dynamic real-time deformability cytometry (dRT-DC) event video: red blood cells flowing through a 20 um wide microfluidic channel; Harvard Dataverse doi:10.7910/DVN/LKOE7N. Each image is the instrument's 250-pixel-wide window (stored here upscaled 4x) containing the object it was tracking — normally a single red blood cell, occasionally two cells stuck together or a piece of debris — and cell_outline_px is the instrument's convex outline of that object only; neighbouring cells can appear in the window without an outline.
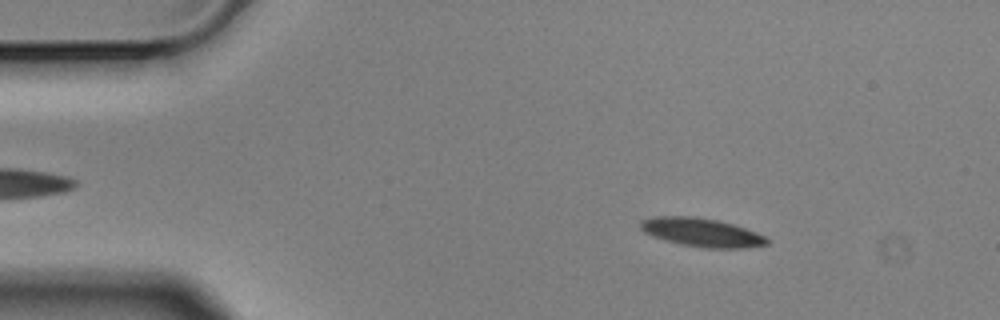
{"species": "Egyptian fruit bat (a non-hibernating species)", "species_latin": "Rousettus aegyptiacus", "temperature_condition": "cold", "stored_images_in_passage": 3, "camera_frame_rate_fps": 3000, "um_per_image_px": 0.085, "animal": {"sex": "male"}, "frame": {"image": 1, "passage_image": 2, "time_ms": 0.333, "image_size_px": [1000, 320], "cell_outline_px": [[768, 244], [744, 248], [704, 248], [680, 244], [664, 240], [652, 236], [644, 232], [640, 228], [640, 220], [656, 216], [692, 216], [716, 220], [732, 224], [756, 232], [764, 236], [768, 240]], "centroid_in_image_um": [59.6, 19.76], "position_along_channel_um": 25.4, "area_um2": 20.98}}